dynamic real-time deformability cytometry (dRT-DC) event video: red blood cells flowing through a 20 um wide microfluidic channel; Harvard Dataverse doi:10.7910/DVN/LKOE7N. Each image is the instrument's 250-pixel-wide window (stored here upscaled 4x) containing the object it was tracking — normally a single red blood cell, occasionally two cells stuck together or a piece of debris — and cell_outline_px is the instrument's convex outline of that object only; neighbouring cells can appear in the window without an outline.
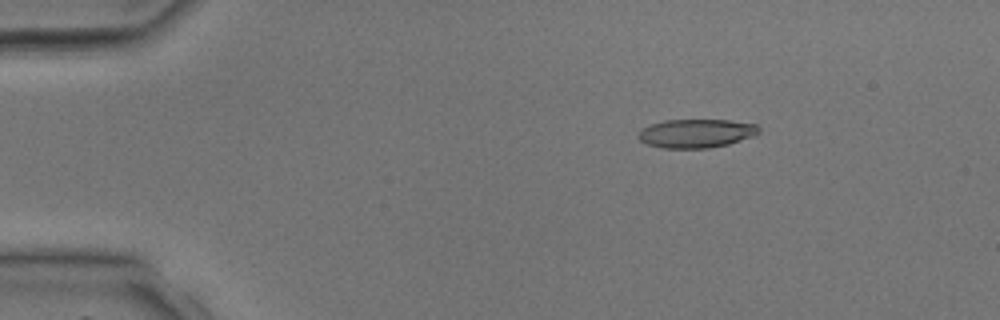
{"species": "common noctule bat (a hibernating species)", "species_latin": "Nyctalus noctula", "temperature_condition": "room temperature", "stored_images_in_passage": 40, "camera_frame_rate_fps": 3000, "um_per_image_px": 0.085, "animal": {"sex": "male", "body_mass_g": 17.9, "forearm_length_mm": 54.2}, "frame": {"image": 1, "passage_image": 7, "time_ms": 2.0, "image_size_px": [1000, 320], "cell_outline_px": [[760, 132], [756, 136], [728, 144], [708, 148], [664, 148], [648, 144], [640, 140], [636, 136], [640, 128], [664, 120], [728, 120], [756, 124], [760, 128]], "centroid_in_image_um": [59.19, 11.33], "position_along_channel_um": 25.8, "area_um2": 20.29}}
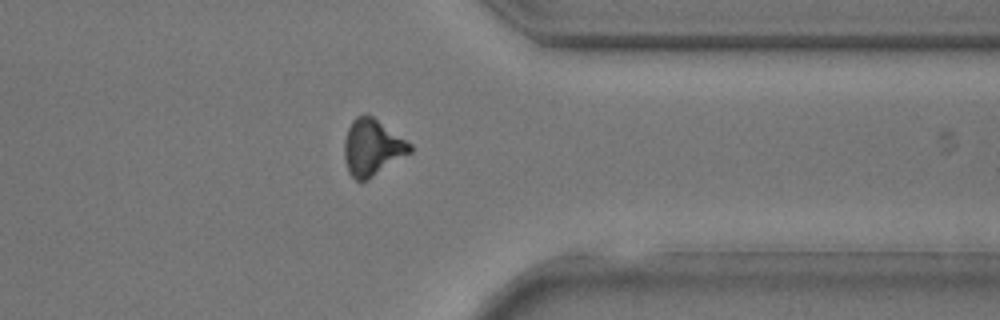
{"frame": {"image": 2, "passage_image": 32, "time_ms": 10.333, "image_size_px": [1000, 320], "cell_outline_px": [[412, 152], [368, 180], [356, 180], [348, 172], [344, 156], [344, 140], [348, 128], [352, 120], [356, 116], [372, 116], [412, 144]], "centroid_in_image_um": [31.64, 12.55], "position_along_channel_um": 379.8, "area_um2": 21.44}}
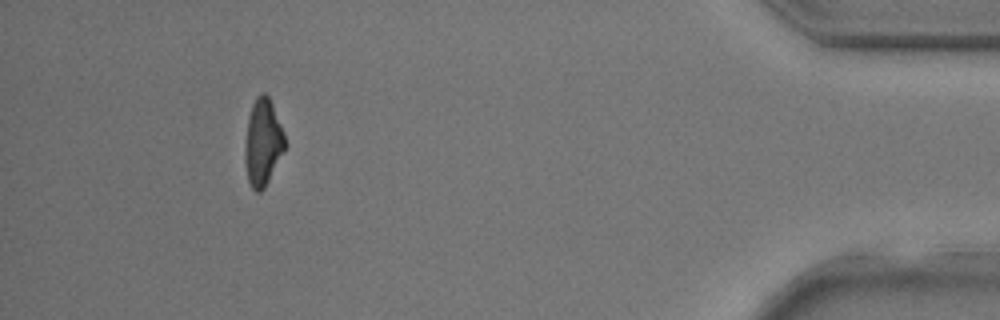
{"frame": {"image": 3, "passage_image": 37, "time_ms": 12.0, "image_size_px": [1000, 320], "cell_outline_px": [[288, 144], [284, 152], [264, 188], [260, 192], [256, 192], [252, 188], [248, 180], [244, 160], [244, 144], [248, 116], [252, 104], [256, 96], [260, 92], [264, 92], [268, 96], [272, 104], [284, 132]], "centroid_in_image_um": [22.34, 12.09], "position_along_channel_um": 412.9, "area_um2": 20.58}}